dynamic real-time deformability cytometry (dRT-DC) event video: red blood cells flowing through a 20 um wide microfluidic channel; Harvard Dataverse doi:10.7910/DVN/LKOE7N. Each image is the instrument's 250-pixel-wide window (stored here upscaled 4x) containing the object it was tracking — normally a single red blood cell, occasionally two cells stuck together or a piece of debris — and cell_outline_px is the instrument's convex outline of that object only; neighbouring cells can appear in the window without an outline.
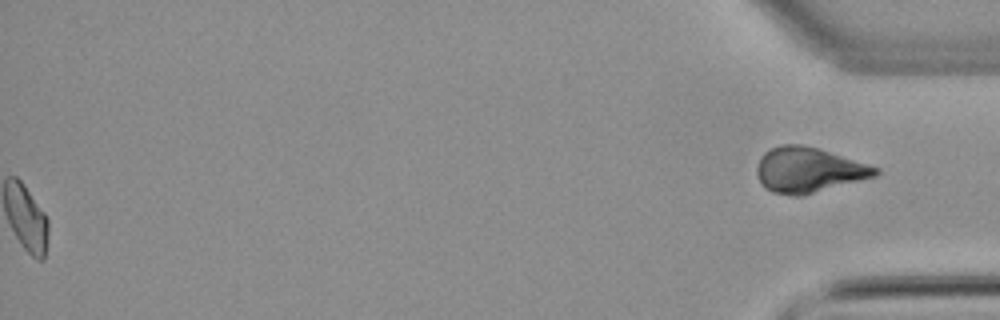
{"species": "common noctule bat (a hibernating species)", "species_latin": "Nyctalus noctula", "temperature_condition": "warm", "stored_images_in_passage": 55, "segment_of_instrument_passage": [2, 2], "camera_frame_rate_fps": 3000, "um_per_image_px": 0.085, "animal": {"sex": "male", "body_mass_g": 21.5, "forearm_length_mm": 52.0}, "frame": {"image": 1, "passage_image": 55, "time_ms": 18.0, "image_size_px": [1000, 320], "cell_outline_px": [[880, 172], [876, 176], [804, 196], [792, 196], [772, 192], [764, 188], [756, 172], [756, 168], [760, 156], [764, 152], [780, 144], [800, 144], [816, 148], [880, 168]], "centroid_in_image_um": [68.7, 14.46], "position_along_channel_um": 366.5, "area_um2": 31.21}}